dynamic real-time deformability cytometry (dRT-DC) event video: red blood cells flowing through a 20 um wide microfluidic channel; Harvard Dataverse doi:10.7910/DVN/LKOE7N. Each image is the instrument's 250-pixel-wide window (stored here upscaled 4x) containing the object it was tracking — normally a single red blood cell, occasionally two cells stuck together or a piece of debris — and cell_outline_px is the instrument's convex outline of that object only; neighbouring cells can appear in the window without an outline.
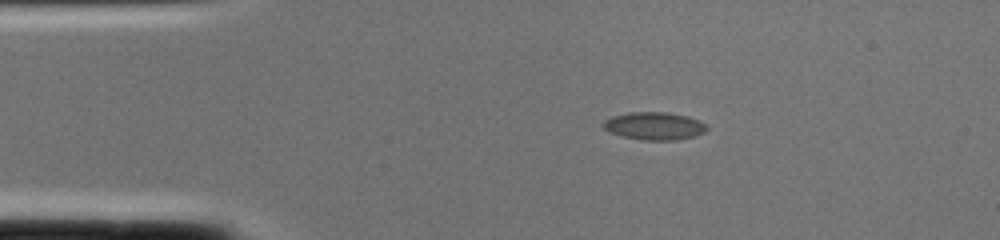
{"species": "common noctule bat (a hibernating species)", "species_latin": "Nyctalus noctula", "temperature_condition": "cold", "stored_images_in_passage": 1, "camera_frame_rate_fps": 3000, "um_per_image_px": 0.085, "animal": {"sex": "female", "body_mass_g": 22.0, "forearm_length_mm": 56.7}, "frame": {"image": 1, "passage_image": 1, "time_ms": 0.0, "image_size_px": [1000, 240], "cell_outline_px": [[708, 128], [704, 132], [696, 136], [676, 140], [640, 140], [620, 136], [604, 128], [600, 124], [604, 120], [612, 116], [628, 112], [668, 112], [688, 116], [700, 120], [708, 124]], "centroid_in_image_um": [55.64, 10.7], "position_along_channel_um": 29.4, "area_um2": 17.05}}